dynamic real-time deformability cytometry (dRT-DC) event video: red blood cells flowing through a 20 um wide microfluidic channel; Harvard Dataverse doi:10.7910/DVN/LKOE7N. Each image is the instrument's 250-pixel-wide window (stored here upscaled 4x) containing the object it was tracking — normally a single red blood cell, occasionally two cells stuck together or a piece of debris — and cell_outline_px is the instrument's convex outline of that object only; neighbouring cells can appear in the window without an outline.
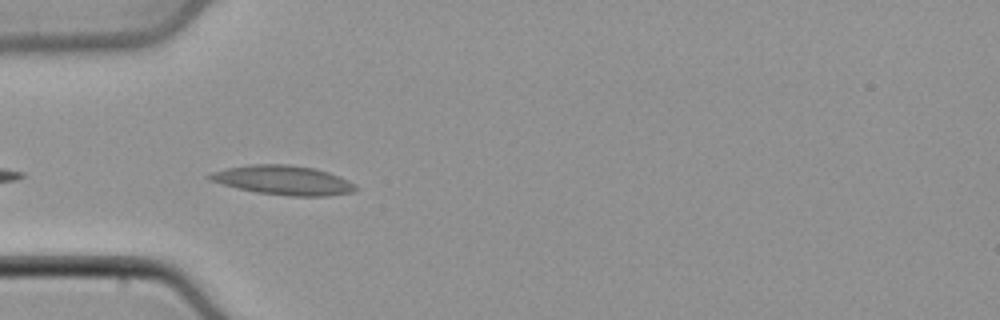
{"species": "common noctule bat (a hibernating species)", "species_latin": "Nyctalus noctula", "temperature_condition": "cold", "stored_images_in_passage": 10, "camera_frame_rate_fps": 3000, "um_per_image_px": 0.085, "animal": {"sex": "male", "body_mass_g": 21.5, "forearm_length_mm": 52.0}, "frame": {"image": 1, "passage_image": 1, "time_ms": 0.0, "image_size_px": [1000, 320], "cell_outline_px": [[356, 188], [352, 192], [328, 196], [288, 196], [256, 192], [208, 180], [204, 176], [212, 172], [228, 168], [252, 164], [288, 164], [312, 168], [328, 172], [348, 180], [356, 184]], "centroid_in_image_um": [24.07, 15.32], "position_along_channel_um": 60.9, "area_um2": 24.74}}